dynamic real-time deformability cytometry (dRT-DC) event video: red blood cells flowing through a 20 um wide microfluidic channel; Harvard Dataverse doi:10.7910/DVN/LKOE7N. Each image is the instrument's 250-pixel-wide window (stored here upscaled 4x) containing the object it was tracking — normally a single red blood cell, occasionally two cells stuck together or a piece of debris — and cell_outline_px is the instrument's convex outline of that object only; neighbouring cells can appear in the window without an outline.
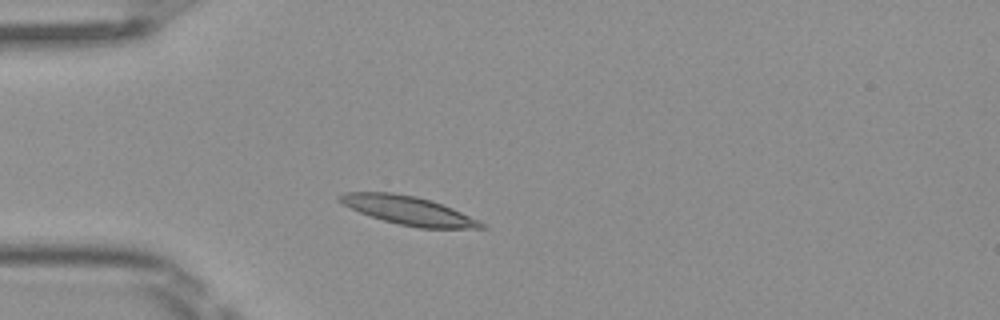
{"species": "Egyptian fruit bat (a non-hibernating species)", "species_latin": "Rousettus aegyptiacus", "temperature_condition": "room temperature", "stored_images_in_passage": 4, "camera_frame_rate_fps": 3000, "um_per_image_px": 0.085, "frame": {"image": 1, "passage_image": 2, "time_ms": 0.333, "image_size_px": [1000, 320], "cell_outline_px": [[488, 228], [420, 228], [400, 224], [384, 220], [360, 212], [336, 200], [336, 196], [344, 192], [392, 192], [416, 196], [432, 200], [452, 208], [484, 224]], "centroid_in_image_um": [34.67, 17.87], "position_along_channel_um": 50.3, "area_um2": 23.24}}
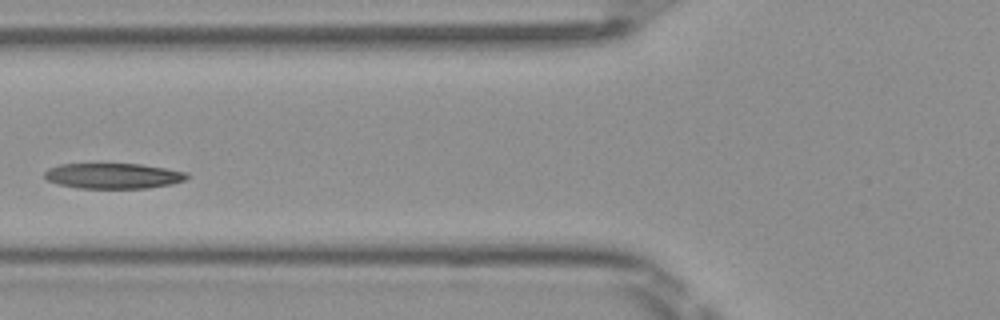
{"frame": {"image": 2, "passage_image": 4, "time_ms": 1.0, "image_size_px": [1000, 320], "cell_outline_px": [[188, 176], [184, 180], [172, 184], [148, 188], [76, 188], [60, 184], [48, 180], [44, 176], [44, 172], [48, 168], [60, 164], [140, 164], [188, 172]], "centroid_in_image_um": [9.62, 14.95], "position_along_channel_um": 116.2, "area_um2": 21.04}}